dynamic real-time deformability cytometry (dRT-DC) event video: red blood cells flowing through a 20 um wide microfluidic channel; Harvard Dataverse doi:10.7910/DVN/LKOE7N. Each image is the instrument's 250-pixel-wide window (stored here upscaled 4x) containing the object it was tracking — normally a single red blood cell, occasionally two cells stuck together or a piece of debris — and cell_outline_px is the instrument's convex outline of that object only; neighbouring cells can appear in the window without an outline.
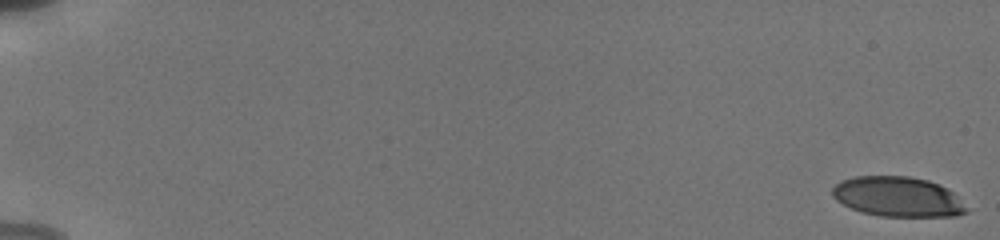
{"species": "human", "species_latin": "Homo sapiens", "temperature_condition": "cold", "stored_images_in_passage": 44, "camera_frame_rate_fps": 3000, "um_per_image_px": 0.085, "donor": {"sex": "male"}, "frame": {"image": 1, "passage_image": 1, "time_ms": 0.0, "image_size_px": [1000, 240], "cell_outline_px": [[968, 212], [956, 216], [880, 216], [860, 212], [836, 200], [832, 196], [832, 188], [840, 180], [856, 176], [908, 176], [928, 180], [940, 184], [948, 188], [968, 208]], "centroid_in_image_um": [76.31, 16.72], "position_along_channel_um": 8.7, "area_um2": 31.33}}
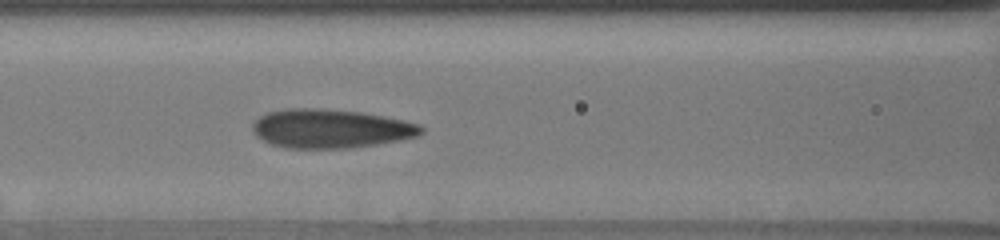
{"frame": {"image": 2, "passage_image": 23, "time_ms": 8.667, "image_size_px": [1000, 240], "cell_outline_px": [[424, 132], [416, 136], [404, 140], [348, 148], [284, 148], [268, 144], [256, 136], [252, 132], [252, 124], [260, 116], [268, 112], [284, 108], [324, 108], [360, 112], [384, 116], [404, 120], [420, 124], [424, 128]], "centroid_in_image_um": [28.08, 10.93], "position_along_channel_um": 138.5, "area_um2": 38.67}}
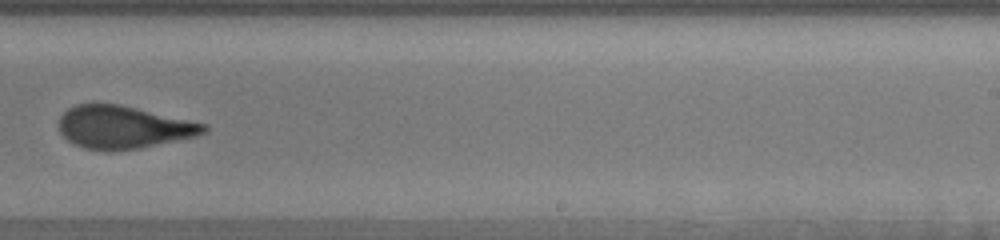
{"frame": {"image": 3, "passage_image": 32, "time_ms": 12.333, "image_size_px": [1000, 240], "cell_outline_px": [[208, 132], [196, 136], [140, 148], [108, 152], [84, 148], [72, 144], [60, 132], [60, 116], [68, 108], [76, 104], [120, 104], [208, 124]], "centroid_in_image_um": [10.5, 10.82], "position_along_channel_um": 278.5, "area_um2": 36.24}}